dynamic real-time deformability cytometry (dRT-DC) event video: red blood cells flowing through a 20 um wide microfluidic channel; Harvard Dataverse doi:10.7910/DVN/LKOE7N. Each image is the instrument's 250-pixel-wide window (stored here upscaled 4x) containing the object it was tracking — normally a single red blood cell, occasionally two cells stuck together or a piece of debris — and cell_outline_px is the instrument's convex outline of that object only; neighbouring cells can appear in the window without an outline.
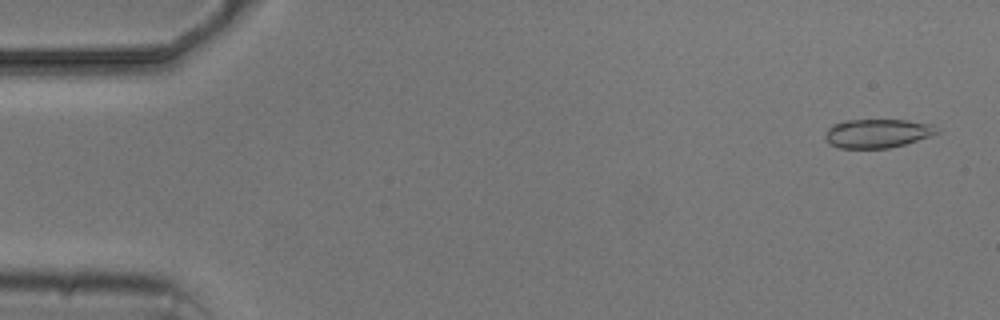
{"species": "common noctule bat (a hibernating species)", "species_latin": "Nyctalus noctula", "temperature_condition": "cold", "stored_images_in_passage": 6, "segment_of_instrument_passage": [2, 2], "camera_frame_rate_fps": 3000, "um_per_image_px": 0.085, "animal": {"sex": "male", "body_mass_g": 20.5, "forearm_length_mm": 52.5}, "frame": {"image": 1, "passage_image": 6, "time_ms": 6.667, "image_size_px": [1000, 320], "cell_outline_px": [[940, 132], [904, 144], [888, 148], [840, 148], [828, 144], [824, 140], [824, 136], [828, 128], [832, 124], [848, 120], [908, 120], [932, 124], [940, 128]], "centroid_in_image_um": [74.55, 11.33], "position_along_channel_um": 10.5, "area_um2": 18.84}}